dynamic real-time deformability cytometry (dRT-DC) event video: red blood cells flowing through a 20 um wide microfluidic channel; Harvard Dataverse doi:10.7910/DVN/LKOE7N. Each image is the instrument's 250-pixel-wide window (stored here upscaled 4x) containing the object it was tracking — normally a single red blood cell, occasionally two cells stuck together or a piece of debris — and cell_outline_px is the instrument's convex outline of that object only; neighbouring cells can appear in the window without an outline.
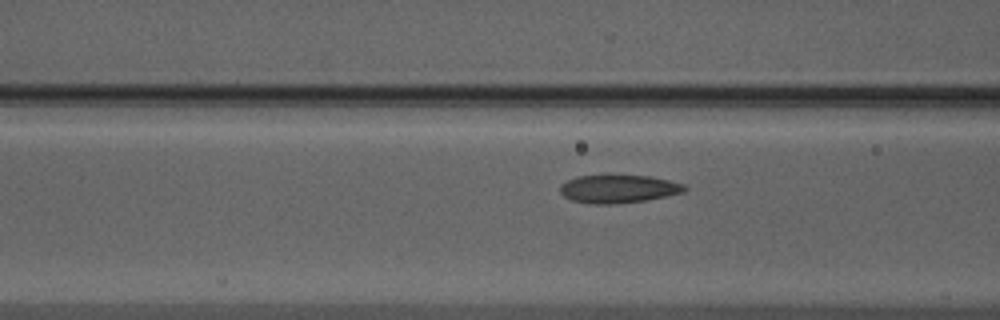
{"species": "Egyptian fruit bat (a non-hibernating species)", "species_latin": "Rousettus aegyptiacus", "temperature_condition": "warm", "stored_images_in_passage": 14, "camera_frame_rate_fps": 3000, "um_per_image_px": 0.085, "animal": {"sex": "male"}, "frame": {"image": 1, "passage_image": 12, "time_ms": 3.667, "image_size_px": [1000, 320], "cell_outline_px": [[688, 188], [684, 192], [644, 200], [612, 204], [592, 204], [572, 200], [564, 196], [560, 192], [560, 184], [576, 176], [604, 172], [652, 176], [684, 184]], "centroid_in_image_um": [52.52, 15.99], "position_along_channel_um": 114.1, "area_um2": 21.21}}